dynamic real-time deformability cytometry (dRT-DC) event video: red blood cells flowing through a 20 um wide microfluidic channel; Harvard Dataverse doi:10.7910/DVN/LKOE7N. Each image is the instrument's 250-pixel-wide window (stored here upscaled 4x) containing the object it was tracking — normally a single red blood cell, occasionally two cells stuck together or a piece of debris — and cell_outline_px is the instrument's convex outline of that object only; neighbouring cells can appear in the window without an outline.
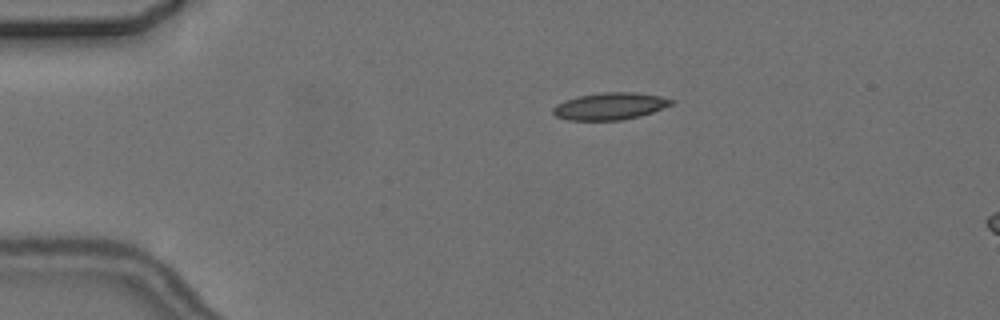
{"species": "common noctule bat (a hibernating species)", "species_latin": "Nyctalus noctula", "temperature_condition": "cold", "stored_images_in_passage": 6, "camera_frame_rate_fps": 3000, "um_per_image_px": 0.085, "animal": {"sex": "female", "body_mass_g": 24.6, "forearm_length_mm": 56.2}, "frame": {"image": 1, "passage_image": 2, "time_ms": 1.333, "image_size_px": [1000, 320], "cell_outline_px": [[676, 100], [672, 104], [652, 112], [640, 116], [624, 120], [568, 120], [556, 116], [552, 112], [552, 108], [556, 104], [564, 100], [576, 96], [604, 92], [636, 92], [660, 96]], "centroid_in_image_um": [51.83, 9.02], "position_along_channel_um": 33.2, "area_um2": 18.79}}
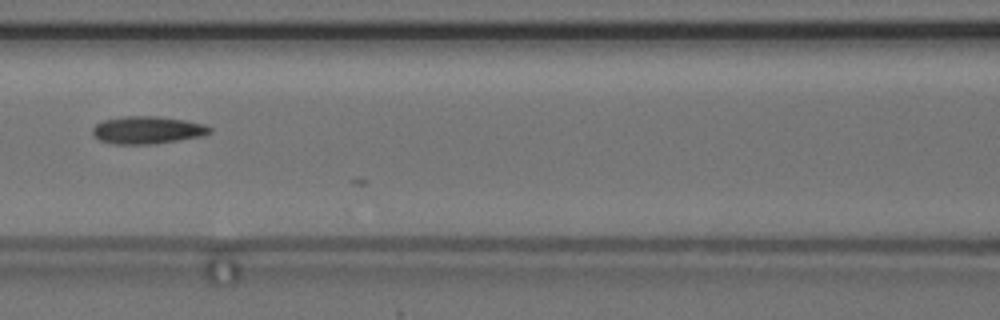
{"frame": {"image": 2, "passage_image": 6, "time_ms": 6.0, "image_size_px": [1000, 320], "cell_outline_px": [[212, 132], [200, 136], [156, 144], [112, 144], [100, 140], [92, 132], [92, 128], [96, 124], [104, 120], [124, 116], [156, 116], [184, 120], [204, 124], [212, 128]], "centroid_in_image_um": [12.52, 11.05], "position_along_channel_um": 154.1, "area_um2": 18.73}}